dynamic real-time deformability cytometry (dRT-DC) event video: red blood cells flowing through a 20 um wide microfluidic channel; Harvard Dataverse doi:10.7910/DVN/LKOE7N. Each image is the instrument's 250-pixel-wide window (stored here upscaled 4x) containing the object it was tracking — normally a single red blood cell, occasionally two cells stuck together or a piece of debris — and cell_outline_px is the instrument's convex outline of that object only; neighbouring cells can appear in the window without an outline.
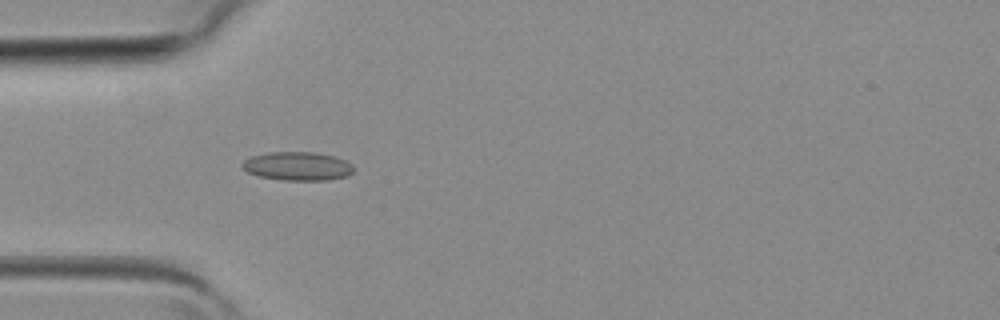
{"species": "common noctule bat (a hibernating species)", "species_latin": "Nyctalus noctula", "temperature_condition": "room temperature", "stored_images_in_passage": 5, "camera_frame_rate_fps": 3000, "um_per_image_px": 0.085, "animal": {"sex": "female", "body_mass_g": 19.3, "forearm_length_mm": 54.1}, "frame": {"image": 1, "passage_image": 4, "time_ms": 1.0, "image_size_px": [1000, 320], "cell_outline_px": [[352, 172], [348, 176], [328, 180], [284, 180], [260, 176], [248, 172], [240, 164], [244, 160], [252, 156], [268, 152], [316, 152], [336, 156], [352, 164]], "centroid_in_image_um": [25.31, 14.11], "position_along_channel_um": 59.7, "area_um2": 18.55}}
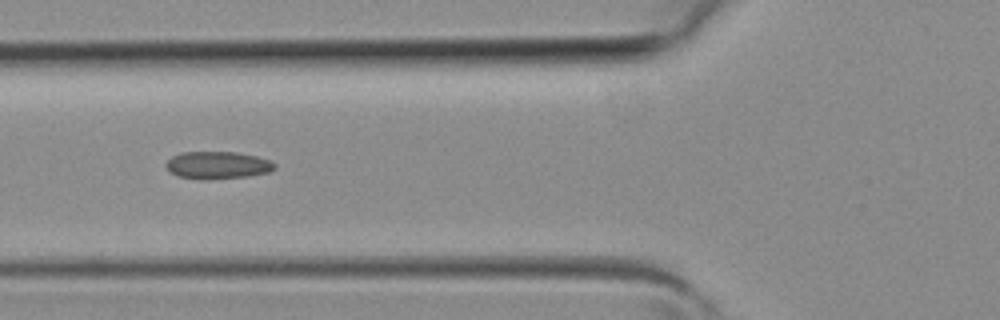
{"frame": {"image": 2, "passage_image": 5, "time_ms": 1.333, "image_size_px": [1000, 320], "cell_outline_px": [[276, 168], [268, 172], [248, 176], [204, 180], [200, 180], [180, 176], [172, 172], [164, 164], [172, 156], [184, 152], [236, 152], [256, 156], [268, 160], [276, 164]], "centroid_in_image_um": [18.5, 14.04], "position_along_channel_um": 107.3, "area_um2": 17.22}}